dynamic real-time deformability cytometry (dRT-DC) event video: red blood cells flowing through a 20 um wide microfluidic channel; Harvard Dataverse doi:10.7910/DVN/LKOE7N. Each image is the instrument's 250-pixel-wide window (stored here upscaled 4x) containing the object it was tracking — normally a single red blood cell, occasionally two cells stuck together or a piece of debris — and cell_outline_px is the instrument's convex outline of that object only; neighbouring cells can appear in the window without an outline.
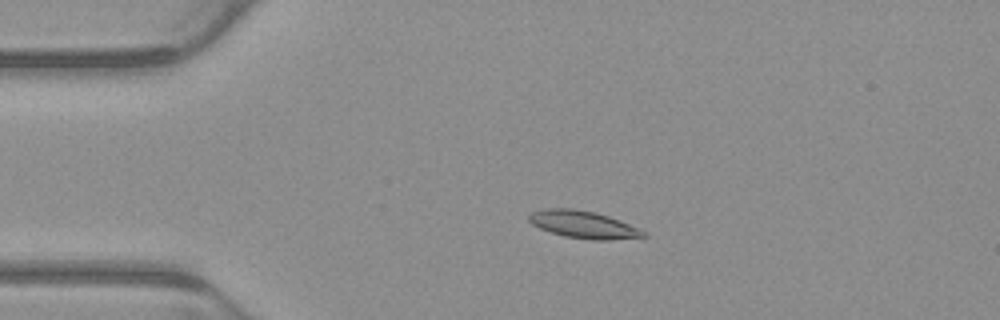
{"species": "common noctule bat (a hibernating species)", "species_latin": "Nyctalus noctula", "temperature_condition": "warm", "stored_images_in_passage": 5, "camera_frame_rate_fps": 3000, "um_per_image_px": 0.085, "animal": {"sex": "male", "body_mass_g": 23.1, "forearm_length_mm": 52.7}, "frame": {"image": 1, "passage_image": 4, "time_ms": 1.0, "image_size_px": [1000, 320], "cell_outline_px": [[648, 236], [608, 240], [592, 240], [564, 236], [540, 228], [532, 224], [528, 220], [528, 212], [544, 208], [572, 208], [596, 212], [608, 216], [640, 228], [648, 232]], "centroid_in_image_um": [49.58, 19.08], "position_along_channel_um": 35.4, "area_um2": 18.44}}